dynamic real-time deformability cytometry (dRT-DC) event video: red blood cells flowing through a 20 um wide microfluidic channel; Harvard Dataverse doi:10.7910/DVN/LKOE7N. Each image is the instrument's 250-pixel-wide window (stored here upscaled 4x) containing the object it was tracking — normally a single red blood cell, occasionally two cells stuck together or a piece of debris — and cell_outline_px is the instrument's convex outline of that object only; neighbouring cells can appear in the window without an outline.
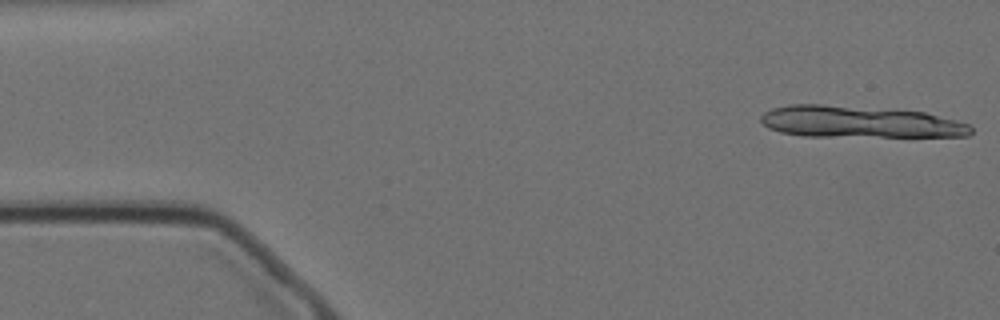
{"species": "Egyptian fruit bat (a non-hibernating species)", "species_latin": "Rousettus aegyptiacus", "temperature_condition": "cold", "stored_images_in_passage": 9, "camera_frame_rate_fps": 3000, "um_per_image_px": 0.085, "animal": {"sex": "female"}, "frame": {"image": 1, "passage_image": 1, "time_ms": 0.0, "image_size_px": [1000, 320], "cell_outline_px": [[972, 132], [968, 136], [804, 136], [780, 132], [768, 128], [760, 120], [760, 116], [764, 112], [772, 108], [788, 104], [824, 104], [924, 112], [956, 120], [968, 124], [972, 128]], "centroid_in_image_um": [73.01, 10.36], "position_along_channel_um": 12.0, "area_um2": 38.67}}